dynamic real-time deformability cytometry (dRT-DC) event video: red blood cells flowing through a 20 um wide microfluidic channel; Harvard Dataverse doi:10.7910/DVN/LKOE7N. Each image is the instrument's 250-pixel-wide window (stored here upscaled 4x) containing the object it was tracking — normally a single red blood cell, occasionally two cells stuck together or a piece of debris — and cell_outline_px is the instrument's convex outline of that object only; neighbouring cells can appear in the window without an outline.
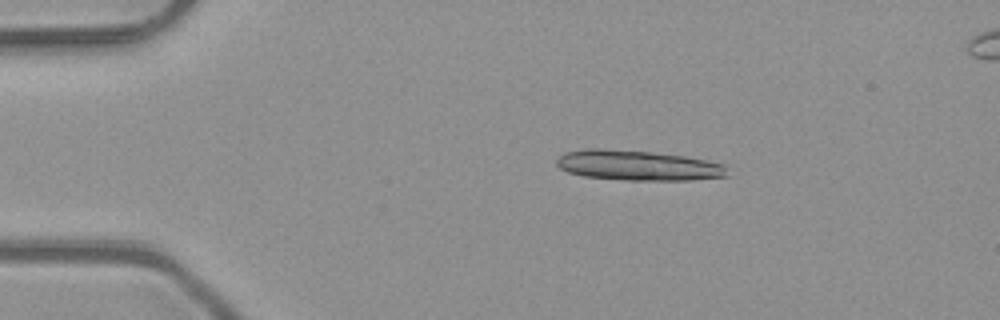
{"species": "common noctule bat (a hibernating species)", "species_latin": "Nyctalus noctula", "temperature_condition": "room temperature", "stored_images_in_passage": 48, "camera_frame_rate_fps": 3000, "um_per_image_px": 0.085, "animal": {"sex": "male", "body_mass_g": 23.1, "forearm_length_mm": 52.7}, "frame": {"image": 1, "passage_image": 8, "time_ms": 2.333, "image_size_px": [1000, 320], "cell_outline_px": [[728, 176], [688, 180], [628, 180], [584, 176], [568, 172], [560, 168], [556, 164], [556, 160], [564, 152], [588, 148], [600, 148], [652, 152], [684, 156], [708, 160], [724, 164]], "centroid_in_image_um": [54.21, 14.05], "position_along_channel_um": 30.8, "area_um2": 29.94}}